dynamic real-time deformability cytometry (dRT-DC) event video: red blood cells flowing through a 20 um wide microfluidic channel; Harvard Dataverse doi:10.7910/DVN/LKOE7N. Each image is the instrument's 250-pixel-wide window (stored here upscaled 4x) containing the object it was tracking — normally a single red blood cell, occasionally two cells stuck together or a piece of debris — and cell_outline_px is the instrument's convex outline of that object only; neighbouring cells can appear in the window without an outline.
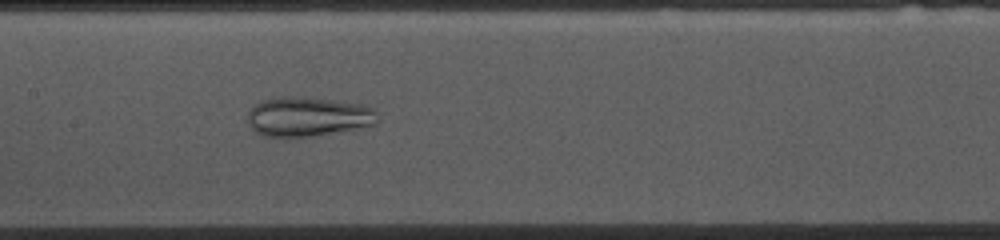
{"species": "common noctule bat (a hibernating species)", "species_latin": "Nyctalus noctula", "temperature_condition": "cold", "stored_images_in_passage": 53, "camera_frame_rate_fps": 3000, "um_per_image_px": 0.085, "animal": {"sex": "female", "body_mass_g": 10.0, "forearm_length_mm": 53.1}, "frame": {"image": 1, "passage_image": 24, "time_ms": 7.667, "image_size_px": [1000, 240], "cell_outline_px": [[380, 120], [376, 124], [316, 136], [260, 136], [248, 124], [248, 112], [252, 104], [264, 100], [280, 96], [296, 96], [336, 100], [360, 104], [372, 108], [376, 112]], "centroid_in_image_um": [26.15, 9.9], "position_along_channel_um": 181.2, "area_um2": 30.06}}
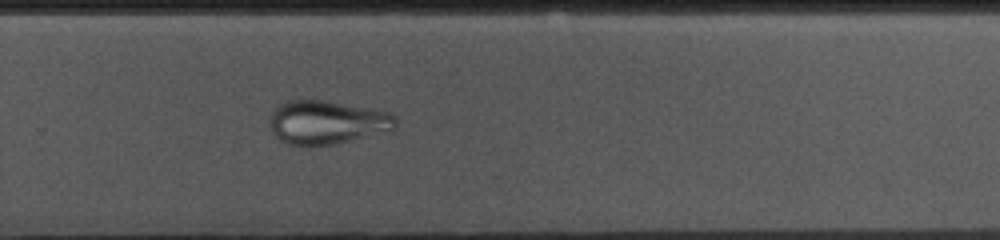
{"frame": {"image": 2, "passage_image": 34, "time_ms": 11.0, "image_size_px": [1000, 240], "cell_outline_px": [[396, 128], [392, 132], [336, 144], [288, 144], [280, 140], [276, 136], [268, 120], [272, 112], [280, 104], [288, 100], [324, 100], [376, 108], [388, 112], [396, 116]], "centroid_in_image_um": [27.89, 10.38], "position_along_channel_um": 301.9, "area_um2": 32.43}}
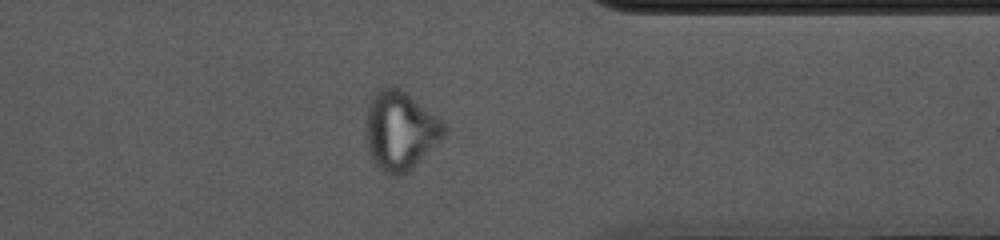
{"frame": {"image": 3, "passage_image": 41, "time_ms": 13.333, "image_size_px": [1000, 240], "cell_outline_px": [[448, 124], [444, 136], [408, 172], [400, 176], [392, 176], [384, 172], [376, 164], [368, 148], [364, 132], [364, 116], [368, 104], [372, 96], [380, 88], [396, 84], [444, 120]], "centroid_in_image_um": [34.01, 11.04], "position_along_channel_um": 377.4, "area_um2": 36.65}}